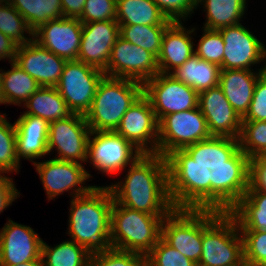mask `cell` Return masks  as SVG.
<instances>
[{"instance_id":"cell-19","label":"cell","mask_w":266,"mask_h":266,"mask_svg":"<svg viewBox=\"0 0 266 266\" xmlns=\"http://www.w3.org/2000/svg\"><path fill=\"white\" fill-rule=\"evenodd\" d=\"M82 35L78 18L49 20L33 32V40L67 61L77 60Z\"/></svg>"},{"instance_id":"cell-13","label":"cell","mask_w":266,"mask_h":266,"mask_svg":"<svg viewBox=\"0 0 266 266\" xmlns=\"http://www.w3.org/2000/svg\"><path fill=\"white\" fill-rule=\"evenodd\" d=\"M91 129L84 115L73 113L68 118L49 123L48 153L57 150L60 161L87 162V145Z\"/></svg>"},{"instance_id":"cell-46","label":"cell","mask_w":266,"mask_h":266,"mask_svg":"<svg viewBox=\"0 0 266 266\" xmlns=\"http://www.w3.org/2000/svg\"><path fill=\"white\" fill-rule=\"evenodd\" d=\"M18 44L8 36L0 32V60L8 59V61L14 62L17 53Z\"/></svg>"},{"instance_id":"cell-22","label":"cell","mask_w":266,"mask_h":266,"mask_svg":"<svg viewBox=\"0 0 266 266\" xmlns=\"http://www.w3.org/2000/svg\"><path fill=\"white\" fill-rule=\"evenodd\" d=\"M16 128L17 159L24 158L34 164V159L48 155L49 123L40 117L21 114L14 122Z\"/></svg>"},{"instance_id":"cell-39","label":"cell","mask_w":266,"mask_h":266,"mask_svg":"<svg viewBox=\"0 0 266 266\" xmlns=\"http://www.w3.org/2000/svg\"><path fill=\"white\" fill-rule=\"evenodd\" d=\"M88 266H146V256L111 248L90 255Z\"/></svg>"},{"instance_id":"cell-38","label":"cell","mask_w":266,"mask_h":266,"mask_svg":"<svg viewBox=\"0 0 266 266\" xmlns=\"http://www.w3.org/2000/svg\"><path fill=\"white\" fill-rule=\"evenodd\" d=\"M146 266H197L162 237L146 255Z\"/></svg>"},{"instance_id":"cell-34","label":"cell","mask_w":266,"mask_h":266,"mask_svg":"<svg viewBox=\"0 0 266 266\" xmlns=\"http://www.w3.org/2000/svg\"><path fill=\"white\" fill-rule=\"evenodd\" d=\"M240 150L250 159L266 155V121L242 120Z\"/></svg>"},{"instance_id":"cell-3","label":"cell","mask_w":266,"mask_h":266,"mask_svg":"<svg viewBox=\"0 0 266 266\" xmlns=\"http://www.w3.org/2000/svg\"><path fill=\"white\" fill-rule=\"evenodd\" d=\"M68 233L90 253L112 248L110 243L111 207L114 202L108 186H94L71 201Z\"/></svg>"},{"instance_id":"cell-33","label":"cell","mask_w":266,"mask_h":266,"mask_svg":"<svg viewBox=\"0 0 266 266\" xmlns=\"http://www.w3.org/2000/svg\"><path fill=\"white\" fill-rule=\"evenodd\" d=\"M120 36L128 42L159 56L162 38L170 25H119Z\"/></svg>"},{"instance_id":"cell-10","label":"cell","mask_w":266,"mask_h":266,"mask_svg":"<svg viewBox=\"0 0 266 266\" xmlns=\"http://www.w3.org/2000/svg\"><path fill=\"white\" fill-rule=\"evenodd\" d=\"M158 121L166 115L198 107L199 93L170 73H158L143 84Z\"/></svg>"},{"instance_id":"cell-7","label":"cell","mask_w":266,"mask_h":266,"mask_svg":"<svg viewBox=\"0 0 266 266\" xmlns=\"http://www.w3.org/2000/svg\"><path fill=\"white\" fill-rule=\"evenodd\" d=\"M199 107L163 116L158 123V154L166 157L177 149L210 138Z\"/></svg>"},{"instance_id":"cell-4","label":"cell","mask_w":266,"mask_h":266,"mask_svg":"<svg viewBox=\"0 0 266 266\" xmlns=\"http://www.w3.org/2000/svg\"><path fill=\"white\" fill-rule=\"evenodd\" d=\"M243 238L229 212L202 209V252L197 266H244Z\"/></svg>"},{"instance_id":"cell-29","label":"cell","mask_w":266,"mask_h":266,"mask_svg":"<svg viewBox=\"0 0 266 266\" xmlns=\"http://www.w3.org/2000/svg\"><path fill=\"white\" fill-rule=\"evenodd\" d=\"M197 7L204 5L206 22L203 28L219 30L240 24L246 10V0H196Z\"/></svg>"},{"instance_id":"cell-28","label":"cell","mask_w":266,"mask_h":266,"mask_svg":"<svg viewBox=\"0 0 266 266\" xmlns=\"http://www.w3.org/2000/svg\"><path fill=\"white\" fill-rule=\"evenodd\" d=\"M24 105L28 110L23 114L43 118L48 123L73 114L56 87L41 86Z\"/></svg>"},{"instance_id":"cell-43","label":"cell","mask_w":266,"mask_h":266,"mask_svg":"<svg viewBox=\"0 0 266 266\" xmlns=\"http://www.w3.org/2000/svg\"><path fill=\"white\" fill-rule=\"evenodd\" d=\"M242 120L266 121V71L258 77L249 110Z\"/></svg>"},{"instance_id":"cell-45","label":"cell","mask_w":266,"mask_h":266,"mask_svg":"<svg viewBox=\"0 0 266 266\" xmlns=\"http://www.w3.org/2000/svg\"><path fill=\"white\" fill-rule=\"evenodd\" d=\"M2 174L6 173L0 172V213L20 197L12 178Z\"/></svg>"},{"instance_id":"cell-17","label":"cell","mask_w":266,"mask_h":266,"mask_svg":"<svg viewBox=\"0 0 266 266\" xmlns=\"http://www.w3.org/2000/svg\"><path fill=\"white\" fill-rule=\"evenodd\" d=\"M9 221L0 230V266L42 260L43 240L30 227Z\"/></svg>"},{"instance_id":"cell-21","label":"cell","mask_w":266,"mask_h":266,"mask_svg":"<svg viewBox=\"0 0 266 266\" xmlns=\"http://www.w3.org/2000/svg\"><path fill=\"white\" fill-rule=\"evenodd\" d=\"M66 61L32 40L29 43L18 45L14 62L34 78L40 86L56 87Z\"/></svg>"},{"instance_id":"cell-47","label":"cell","mask_w":266,"mask_h":266,"mask_svg":"<svg viewBox=\"0 0 266 266\" xmlns=\"http://www.w3.org/2000/svg\"><path fill=\"white\" fill-rule=\"evenodd\" d=\"M86 0H61L64 17L78 18L83 11Z\"/></svg>"},{"instance_id":"cell-37","label":"cell","mask_w":266,"mask_h":266,"mask_svg":"<svg viewBox=\"0 0 266 266\" xmlns=\"http://www.w3.org/2000/svg\"><path fill=\"white\" fill-rule=\"evenodd\" d=\"M243 238L244 263L266 266V230H240Z\"/></svg>"},{"instance_id":"cell-5","label":"cell","mask_w":266,"mask_h":266,"mask_svg":"<svg viewBox=\"0 0 266 266\" xmlns=\"http://www.w3.org/2000/svg\"><path fill=\"white\" fill-rule=\"evenodd\" d=\"M168 214H148L113 202L110 243L112 248L147 255L162 235Z\"/></svg>"},{"instance_id":"cell-50","label":"cell","mask_w":266,"mask_h":266,"mask_svg":"<svg viewBox=\"0 0 266 266\" xmlns=\"http://www.w3.org/2000/svg\"><path fill=\"white\" fill-rule=\"evenodd\" d=\"M2 2H10V0H0V3Z\"/></svg>"},{"instance_id":"cell-8","label":"cell","mask_w":266,"mask_h":266,"mask_svg":"<svg viewBox=\"0 0 266 266\" xmlns=\"http://www.w3.org/2000/svg\"><path fill=\"white\" fill-rule=\"evenodd\" d=\"M141 155L138 149L115 131L91 130L90 132L87 161L90 160L89 163L104 174L112 175L121 172Z\"/></svg>"},{"instance_id":"cell-6","label":"cell","mask_w":266,"mask_h":266,"mask_svg":"<svg viewBox=\"0 0 266 266\" xmlns=\"http://www.w3.org/2000/svg\"><path fill=\"white\" fill-rule=\"evenodd\" d=\"M143 94V84L104 76L90 109L84 115L92 131H116L126 111Z\"/></svg>"},{"instance_id":"cell-18","label":"cell","mask_w":266,"mask_h":266,"mask_svg":"<svg viewBox=\"0 0 266 266\" xmlns=\"http://www.w3.org/2000/svg\"><path fill=\"white\" fill-rule=\"evenodd\" d=\"M119 35L120 26L116 20L82 23L77 60L105 71Z\"/></svg>"},{"instance_id":"cell-32","label":"cell","mask_w":266,"mask_h":266,"mask_svg":"<svg viewBox=\"0 0 266 266\" xmlns=\"http://www.w3.org/2000/svg\"><path fill=\"white\" fill-rule=\"evenodd\" d=\"M63 241L55 247L42 243L43 266H88L90 253L75 241Z\"/></svg>"},{"instance_id":"cell-40","label":"cell","mask_w":266,"mask_h":266,"mask_svg":"<svg viewBox=\"0 0 266 266\" xmlns=\"http://www.w3.org/2000/svg\"><path fill=\"white\" fill-rule=\"evenodd\" d=\"M203 35L195 50V54L202 60L222 66L224 55V41L219 30L203 28Z\"/></svg>"},{"instance_id":"cell-24","label":"cell","mask_w":266,"mask_h":266,"mask_svg":"<svg viewBox=\"0 0 266 266\" xmlns=\"http://www.w3.org/2000/svg\"><path fill=\"white\" fill-rule=\"evenodd\" d=\"M266 71V64L258 72L245 69L220 71L219 87L233 109L243 118L249 110L258 77Z\"/></svg>"},{"instance_id":"cell-30","label":"cell","mask_w":266,"mask_h":266,"mask_svg":"<svg viewBox=\"0 0 266 266\" xmlns=\"http://www.w3.org/2000/svg\"><path fill=\"white\" fill-rule=\"evenodd\" d=\"M11 70L1 72L3 104H24L41 86L15 62H11ZM4 71V72H3Z\"/></svg>"},{"instance_id":"cell-26","label":"cell","mask_w":266,"mask_h":266,"mask_svg":"<svg viewBox=\"0 0 266 266\" xmlns=\"http://www.w3.org/2000/svg\"><path fill=\"white\" fill-rule=\"evenodd\" d=\"M220 71L221 67L217 64L202 60L194 54L170 74L199 93L218 86Z\"/></svg>"},{"instance_id":"cell-42","label":"cell","mask_w":266,"mask_h":266,"mask_svg":"<svg viewBox=\"0 0 266 266\" xmlns=\"http://www.w3.org/2000/svg\"><path fill=\"white\" fill-rule=\"evenodd\" d=\"M172 22H182L197 9L196 0H152ZM189 15V16H188Z\"/></svg>"},{"instance_id":"cell-35","label":"cell","mask_w":266,"mask_h":266,"mask_svg":"<svg viewBox=\"0 0 266 266\" xmlns=\"http://www.w3.org/2000/svg\"><path fill=\"white\" fill-rule=\"evenodd\" d=\"M0 32L18 45L33 40V31L29 28L23 16L9 2L0 3ZM25 33H29L32 38L24 36Z\"/></svg>"},{"instance_id":"cell-25","label":"cell","mask_w":266,"mask_h":266,"mask_svg":"<svg viewBox=\"0 0 266 266\" xmlns=\"http://www.w3.org/2000/svg\"><path fill=\"white\" fill-rule=\"evenodd\" d=\"M229 213L237 220L240 230H266V192L250 185Z\"/></svg>"},{"instance_id":"cell-12","label":"cell","mask_w":266,"mask_h":266,"mask_svg":"<svg viewBox=\"0 0 266 266\" xmlns=\"http://www.w3.org/2000/svg\"><path fill=\"white\" fill-rule=\"evenodd\" d=\"M105 76L130 79L144 84L159 73L157 57L120 35L111 49Z\"/></svg>"},{"instance_id":"cell-27","label":"cell","mask_w":266,"mask_h":266,"mask_svg":"<svg viewBox=\"0 0 266 266\" xmlns=\"http://www.w3.org/2000/svg\"><path fill=\"white\" fill-rule=\"evenodd\" d=\"M116 21L119 25H171L152 0H116Z\"/></svg>"},{"instance_id":"cell-49","label":"cell","mask_w":266,"mask_h":266,"mask_svg":"<svg viewBox=\"0 0 266 266\" xmlns=\"http://www.w3.org/2000/svg\"><path fill=\"white\" fill-rule=\"evenodd\" d=\"M1 72H2V70L0 69V105L3 104V90H2V83H1Z\"/></svg>"},{"instance_id":"cell-16","label":"cell","mask_w":266,"mask_h":266,"mask_svg":"<svg viewBox=\"0 0 266 266\" xmlns=\"http://www.w3.org/2000/svg\"><path fill=\"white\" fill-rule=\"evenodd\" d=\"M224 41L221 70H251L253 65L266 60V47L242 23L219 29Z\"/></svg>"},{"instance_id":"cell-9","label":"cell","mask_w":266,"mask_h":266,"mask_svg":"<svg viewBox=\"0 0 266 266\" xmlns=\"http://www.w3.org/2000/svg\"><path fill=\"white\" fill-rule=\"evenodd\" d=\"M104 76V71L100 69L78 60H70L65 63L56 88L73 113L85 115Z\"/></svg>"},{"instance_id":"cell-36","label":"cell","mask_w":266,"mask_h":266,"mask_svg":"<svg viewBox=\"0 0 266 266\" xmlns=\"http://www.w3.org/2000/svg\"><path fill=\"white\" fill-rule=\"evenodd\" d=\"M19 161L16 149V128L11 124L6 114L0 113V172L11 173L19 171Z\"/></svg>"},{"instance_id":"cell-48","label":"cell","mask_w":266,"mask_h":266,"mask_svg":"<svg viewBox=\"0 0 266 266\" xmlns=\"http://www.w3.org/2000/svg\"><path fill=\"white\" fill-rule=\"evenodd\" d=\"M13 266H43L42 260H33Z\"/></svg>"},{"instance_id":"cell-23","label":"cell","mask_w":266,"mask_h":266,"mask_svg":"<svg viewBox=\"0 0 266 266\" xmlns=\"http://www.w3.org/2000/svg\"><path fill=\"white\" fill-rule=\"evenodd\" d=\"M191 30L182 22H173L164 32L161 51L157 57L159 73H171L195 54Z\"/></svg>"},{"instance_id":"cell-31","label":"cell","mask_w":266,"mask_h":266,"mask_svg":"<svg viewBox=\"0 0 266 266\" xmlns=\"http://www.w3.org/2000/svg\"><path fill=\"white\" fill-rule=\"evenodd\" d=\"M9 3L23 16L33 32L49 20L64 17L61 0H10Z\"/></svg>"},{"instance_id":"cell-11","label":"cell","mask_w":266,"mask_h":266,"mask_svg":"<svg viewBox=\"0 0 266 266\" xmlns=\"http://www.w3.org/2000/svg\"><path fill=\"white\" fill-rule=\"evenodd\" d=\"M161 237L196 264L202 252V209H173L163 220Z\"/></svg>"},{"instance_id":"cell-15","label":"cell","mask_w":266,"mask_h":266,"mask_svg":"<svg viewBox=\"0 0 266 266\" xmlns=\"http://www.w3.org/2000/svg\"><path fill=\"white\" fill-rule=\"evenodd\" d=\"M36 172L42 181L49 200L70 191L72 198L88 193L94 186H83L91 174L84 166L77 162L49 159L35 162Z\"/></svg>"},{"instance_id":"cell-2","label":"cell","mask_w":266,"mask_h":266,"mask_svg":"<svg viewBox=\"0 0 266 266\" xmlns=\"http://www.w3.org/2000/svg\"><path fill=\"white\" fill-rule=\"evenodd\" d=\"M129 168L125 180L108 186L114 202L148 214H169L174 207L166 158L157 153L142 154Z\"/></svg>"},{"instance_id":"cell-44","label":"cell","mask_w":266,"mask_h":266,"mask_svg":"<svg viewBox=\"0 0 266 266\" xmlns=\"http://www.w3.org/2000/svg\"><path fill=\"white\" fill-rule=\"evenodd\" d=\"M250 185L266 192V156L261 155L250 160Z\"/></svg>"},{"instance_id":"cell-20","label":"cell","mask_w":266,"mask_h":266,"mask_svg":"<svg viewBox=\"0 0 266 266\" xmlns=\"http://www.w3.org/2000/svg\"><path fill=\"white\" fill-rule=\"evenodd\" d=\"M198 107L206 119L211 136L238 139L242 118L218 86L199 92Z\"/></svg>"},{"instance_id":"cell-14","label":"cell","mask_w":266,"mask_h":266,"mask_svg":"<svg viewBox=\"0 0 266 266\" xmlns=\"http://www.w3.org/2000/svg\"><path fill=\"white\" fill-rule=\"evenodd\" d=\"M158 123L150 101L142 94L123 115L115 132L142 154H158Z\"/></svg>"},{"instance_id":"cell-41","label":"cell","mask_w":266,"mask_h":266,"mask_svg":"<svg viewBox=\"0 0 266 266\" xmlns=\"http://www.w3.org/2000/svg\"><path fill=\"white\" fill-rule=\"evenodd\" d=\"M116 10V0H86L78 19L81 23L115 20Z\"/></svg>"},{"instance_id":"cell-1","label":"cell","mask_w":266,"mask_h":266,"mask_svg":"<svg viewBox=\"0 0 266 266\" xmlns=\"http://www.w3.org/2000/svg\"><path fill=\"white\" fill-rule=\"evenodd\" d=\"M175 209L230 210L250 186V158L236 138L211 136L166 157Z\"/></svg>"}]
</instances>
